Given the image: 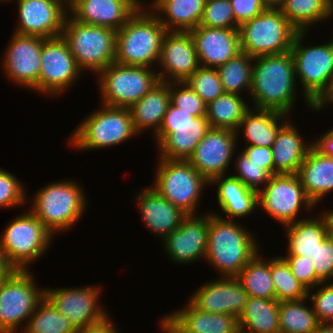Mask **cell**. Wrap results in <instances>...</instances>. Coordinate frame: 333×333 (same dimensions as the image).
<instances>
[{
  "label": "cell",
  "mask_w": 333,
  "mask_h": 333,
  "mask_svg": "<svg viewBox=\"0 0 333 333\" xmlns=\"http://www.w3.org/2000/svg\"><path fill=\"white\" fill-rule=\"evenodd\" d=\"M326 103H333V74L329 80L327 88L324 92L312 103V110H321Z\"/></svg>",
  "instance_id": "obj_55"
},
{
  "label": "cell",
  "mask_w": 333,
  "mask_h": 333,
  "mask_svg": "<svg viewBox=\"0 0 333 333\" xmlns=\"http://www.w3.org/2000/svg\"><path fill=\"white\" fill-rule=\"evenodd\" d=\"M258 205L282 226L298 221L300 208L308 210L316 206L305 193L297 174H273L258 193Z\"/></svg>",
  "instance_id": "obj_13"
},
{
  "label": "cell",
  "mask_w": 333,
  "mask_h": 333,
  "mask_svg": "<svg viewBox=\"0 0 333 333\" xmlns=\"http://www.w3.org/2000/svg\"><path fill=\"white\" fill-rule=\"evenodd\" d=\"M17 1L20 19L14 33L42 38L62 35L65 19L69 14L66 0Z\"/></svg>",
  "instance_id": "obj_17"
},
{
  "label": "cell",
  "mask_w": 333,
  "mask_h": 333,
  "mask_svg": "<svg viewBox=\"0 0 333 333\" xmlns=\"http://www.w3.org/2000/svg\"><path fill=\"white\" fill-rule=\"evenodd\" d=\"M153 188L184 213L195 214L209 182L187 161L159 158Z\"/></svg>",
  "instance_id": "obj_9"
},
{
  "label": "cell",
  "mask_w": 333,
  "mask_h": 333,
  "mask_svg": "<svg viewBox=\"0 0 333 333\" xmlns=\"http://www.w3.org/2000/svg\"><path fill=\"white\" fill-rule=\"evenodd\" d=\"M205 3L206 0H154L150 5L166 31H190L199 26Z\"/></svg>",
  "instance_id": "obj_33"
},
{
  "label": "cell",
  "mask_w": 333,
  "mask_h": 333,
  "mask_svg": "<svg viewBox=\"0 0 333 333\" xmlns=\"http://www.w3.org/2000/svg\"><path fill=\"white\" fill-rule=\"evenodd\" d=\"M77 184L73 180L48 183L33 197L29 210L54 237L57 232L74 227L85 213V193Z\"/></svg>",
  "instance_id": "obj_4"
},
{
  "label": "cell",
  "mask_w": 333,
  "mask_h": 333,
  "mask_svg": "<svg viewBox=\"0 0 333 333\" xmlns=\"http://www.w3.org/2000/svg\"><path fill=\"white\" fill-rule=\"evenodd\" d=\"M127 1L130 5H132L136 10H146L145 7L142 6L141 0H125ZM145 8V9H144Z\"/></svg>",
  "instance_id": "obj_60"
},
{
  "label": "cell",
  "mask_w": 333,
  "mask_h": 333,
  "mask_svg": "<svg viewBox=\"0 0 333 333\" xmlns=\"http://www.w3.org/2000/svg\"><path fill=\"white\" fill-rule=\"evenodd\" d=\"M197 216V217H196ZM188 214L180 226L163 239V246L170 260L179 264H190L205 259L208 239L207 215Z\"/></svg>",
  "instance_id": "obj_20"
},
{
  "label": "cell",
  "mask_w": 333,
  "mask_h": 333,
  "mask_svg": "<svg viewBox=\"0 0 333 333\" xmlns=\"http://www.w3.org/2000/svg\"><path fill=\"white\" fill-rule=\"evenodd\" d=\"M238 30L241 52L252 57L290 51L298 32L279 8H266Z\"/></svg>",
  "instance_id": "obj_7"
},
{
  "label": "cell",
  "mask_w": 333,
  "mask_h": 333,
  "mask_svg": "<svg viewBox=\"0 0 333 333\" xmlns=\"http://www.w3.org/2000/svg\"><path fill=\"white\" fill-rule=\"evenodd\" d=\"M29 270L16 269L0 283V333H18L45 297ZM20 326V327H19Z\"/></svg>",
  "instance_id": "obj_11"
},
{
  "label": "cell",
  "mask_w": 333,
  "mask_h": 333,
  "mask_svg": "<svg viewBox=\"0 0 333 333\" xmlns=\"http://www.w3.org/2000/svg\"><path fill=\"white\" fill-rule=\"evenodd\" d=\"M23 185L15 175L0 169V208L20 207L26 201Z\"/></svg>",
  "instance_id": "obj_46"
},
{
  "label": "cell",
  "mask_w": 333,
  "mask_h": 333,
  "mask_svg": "<svg viewBox=\"0 0 333 333\" xmlns=\"http://www.w3.org/2000/svg\"><path fill=\"white\" fill-rule=\"evenodd\" d=\"M288 118L287 114L278 111L251 108L245 113L236 133L239 136V131H243L247 146L271 147Z\"/></svg>",
  "instance_id": "obj_31"
},
{
  "label": "cell",
  "mask_w": 333,
  "mask_h": 333,
  "mask_svg": "<svg viewBox=\"0 0 333 333\" xmlns=\"http://www.w3.org/2000/svg\"><path fill=\"white\" fill-rule=\"evenodd\" d=\"M297 176L308 198L318 204L333 190V163L313 147L300 165Z\"/></svg>",
  "instance_id": "obj_32"
},
{
  "label": "cell",
  "mask_w": 333,
  "mask_h": 333,
  "mask_svg": "<svg viewBox=\"0 0 333 333\" xmlns=\"http://www.w3.org/2000/svg\"><path fill=\"white\" fill-rule=\"evenodd\" d=\"M312 143L306 144L289 119L278 131L271 146L274 174H297Z\"/></svg>",
  "instance_id": "obj_27"
},
{
  "label": "cell",
  "mask_w": 333,
  "mask_h": 333,
  "mask_svg": "<svg viewBox=\"0 0 333 333\" xmlns=\"http://www.w3.org/2000/svg\"><path fill=\"white\" fill-rule=\"evenodd\" d=\"M316 276L322 282H328L333 277V236L332 234L317 248L313 257Z\"/></svg>",
  "instance_id": "obj_49"
},
{
  "label": "cell",
  "mask_w": 333,
  "mask_h": 333,
  "mask_svg": "<svg viewBox=\"0 0 333 333\" xmlns=\"http://www.w3.org/2000/svg\"><path fill=\"white\" fill-rule=\"evenodd\" d=\"M225 178V179H224ZM218 183V184H217ZM217 185V199L220 209L228 220L243 218L255 210L258 205V192L246 187L240 180L229 175L213 178L209 185Z\"/></svg>",
  "instance_id": "obj_29"
},
{
  "label": "cell",
  "mask_w": 333,
  "mask_h": 333,
  "mask_svg": "<svg viewBox=\"0 0 333 333\" xmlns=\"http://www.w3.org/2000/svg\"><path fill=\"white\" fill-rule=\"evenodd\" d=\"M81 73L62 36L43 38L38 80L39 93L58 96L74 85L73 83L81 76Z\"/></svg>",
  "instance_id": "obj_14"
},
{
  "label": "cell",
  "mask_w": 333,
  "mask_h": 333,
  "mask_svg": "<svg viewBox=\"0 0 333 333\" xmlns=\"http://www.w3.org/2000/svg\"><path fill=\"white\" fill-rule=\"evenodd\" d=\"M322 282L320 285L323 287L316 290L311 294L308 290V298L312 302L314 313L319 323H333V283L325 284Z\"/></svg>",
  "instance_id": "obj_48"
},
{
  "label": "cell",
  "mask_w": 333,
  "mask_h": 333,
  "mask_svg": "<svg viewBox=\"0 0 333 333\" xmlns=\"http://www.w3.org/2000/svg\"><path fill=\"white\" fill-rule=\"evenodd\" d=\"M331 234L333 236V210H331Z\"/></svg>",
  "instance_id": "obj_61"
},
{
  "label": "cell",
  "mask_w": 333,
  "mask_h": 333,
  "mask_svg": "<svg viewBox=\"0 0 333 333\" xmlns=\"http://www.w3.org/2000/svg\"><path fill=\"white\" fill-rule=\"evenodd\" d=\"M312 147L320 154L327 156L333 163V128L326 131L312 143Z\"/></svg>",
  "instance_id": "obj_52"
},
{
  "label": "cell",
  "mask_w": 333,
  "mask_h": 333,
  "mask_svg": "<svg viewBox=\"0 0 333 333\" xmlns=\"http://www.w3.org/2000/svg\"><path fill=\"white\" fill-rule=\"evenodd\" d=\"M199 25L211 28L239 29L230 0H206Z\"/></svg>",
  "instance_id": "obj_43"
},
{
  "label": "cell",
  "mask_w": 333,
  "mask_h": 333,
  "mask_svg": "<svg viewBox=\"0 0 333 333\" xmlns=\"http://www.w3.org/2000/svg\"><path fill=\"white\" fill-rule=\"evenodd\" d=\"M254 61L250 91L252 108L290 114L297 97L294 61L290 51L256 56Z\"/></svg>",
  "instance_id": "obj_1"
},
{
  "label": "cell",
  "mask_w": 333,
  "mask_h": 333,
  "mask_svg": "<svg viewBox=\"0 0 333 333\" xmlns=\"http://www.w3.org/2000/svg\"><path fill=\"white\" fill-rule=\"evenodd\" d=\"M195 118L190 112H185L181 108L173 106L171 103L163 118L162 124H182L189 123Z\"/></svg>",
  "instance_id": "obj_53"
},
{
  "label": "cell",
  "mask_w": 333,
  "mask_h": 333,
  "mask_svg": "<svg viewBox=\"0 0 333 333\" xmlns=\"http://www.w3.org/2000/svg\"><path fill=\"white\" fill-rule=\"evenodd\" d=\"M76 127L68 143L79 150L102 149L118 145L138 135L126 107L102 104Z\"/></svg>",
  "instance_id": "obj_6"
},
{
  "label": "cell",
  "mask_w": 333,
  "mask_h": 333,
  "mask_svg": "<svg viewBox=\"0 0 333 333\" xmlns=\"http://www.w3.org/2000/svg\"><path fill=\"white\" fill-rule=\"evenodd\" d=\"M24 212L9 222L0 238V248L18 270H28L29 264L47 252L53 238L30 210Z\"/></svg>",
  "instance_id": "obj_8"
},
{
  "label": "cell",
  "mask_w": 333,
  "mask_h": 333,
  "mask_svg": "<svg viewBox=\"0 0 333 333\" xmlns=\"http://www.w3.org/2000/svg\"><path fill=\"white\" fill-rule=\"evenodd\" d=\"M9 42L2 61L7 78L38 92L43 38L13 32Z\"/></svg>",
  "instance_id": "obj_16"
},
{
  "label": "cell",
  "mask_w": 333,
  "mask_h": 333,
  "mask_svg": "<svg viewBox=\"0 0 333 333\" xmlns=\"http://www.w3.org/2000/svg\"><path fill=\"white\" fill-rule=\"evenodd\" d=\"M248 297L236 277H220L196 289L188 302L208 313L230 314L238 318Z\"/></svg>",
  "instance_id": "obj_21"
},
{
  "label": "cell",
  "mask_w": 333,
  "mask_h": 333,
  "mask_svg": "<svg viewBox=\"0 0 333 333\" xmlns=\"http://www.w3.org/2000/svg\"><path fill=\"white\" fill-rule=\"evenodd\" d=\"M235 163L237 173L234 175L232 174L231 176L237 178L246 187L257 191L258 193L260 192L261 187H265L273 175L269 170L264 169V164H256L255 162H252V160L246 157L242 151L237 156Z\"/></svg>",
  "instance_id": "obj_44"
},
{
  "label": "cell",
  "mask_w": 333,
  "mask_h": 333,
  "mask_svg": "<svg viewBox=\"0 0 333 333\" xmlns=\"http://www.w3.org/2000/svg\"><path fill=\"white\" fill-rule=\"evenodd\" d=\"M149 67L112 63L98 74L104 105L130 108L159 82Z\"/></svg>",
  "instance_id": "obj_10"
},
{
  "label": "cell",
  "mask_w": 333,
  "mask_h": 333,
  "mask_svg": "<svg viewBox=\"0 0 333 333\" xmlns=\"http://www.w3.org/2000/svg\"><path fill=\"white\" fill-rule=\"evenodd\" d=\"M286 0H263L267 8H280Z\"/></svg>",
  "instance_id": "obj_59"
},
{
  "label": "cell",
  "mask_w": 333,
  "mask_h": 333,
  "mask_svg": "<svg viewBox=\"0 0 333 333\" xmlns=\"http://www.w3.org/2000/svg\"><path fill=\"white\" fill-rule=\"evenodd\" d=\"M80 70L99 74L115 62L116 31L76 21L67 15L61 35Z\"/></svg>",
  "instance_id": "obj_5"
},
{
  "label": "cell",
  "mask_w": 333,
  "mask_h": 333,
  "mask_svg": "<svg viewBox=\"0 0 333 333\" xmlns=\"http://www.w3.org/2000/svg\"><path fill=\"white\" fill-rule=\"evenodd\" d=\"M137 10L125 0H70L68 12L76 21L120 30ZM71 12V13H70Z\"/></svg>",
  "instance_id": "obj_24"
},
{
  "label": "cell",
  "mask_w": 333,
  "mask_h": 333,
  "mask_svg": "<svg viewBox=\"0 0 333 333\" xmlns=\"http://www.w3.org/2000/svg\"><path fill=\"white\" fill-rule=\"evenodd\" d=\"M158 64L164 68L157 72L159 81L165 82H185L200 67L190 31H166Z\"/></svg>",
  "instance_id": "obj_19"
},
{
  "label": "cell",
  "mask_w": 333,
  "mask_h": 333,
  "mask_svg": "<svg viewBox=\"0 0 333 333\" xmlns=\"http://www.w3.org/2000/svg\"><path fill=\"white\" fill-rule=\"evenodd\" d=\"M312 333H333V323H320Z\"/></svg>",
  "instance_id": "obj_58"
},
{
  "label": "cell",
  "mask_w": 333,
  "mask_h": 333,
  "mask_svg": "<svg viewBox=\"0 0 333 333\" xmlns=\"http://www.w3.org/2000/svg\"><path fill=\"white\" fill-rule=\"evenodd\" d=\"M100 291V287L96 285L78 288H45V298L76 329H80L110 316L98 302Z\"/></svg>",
  "instance_id": "obj_15"
},
{
  "label": "cell",
  "mask_w": 333,
  "mask_h": 333,
  "mask_svg": "<svg viewBox=\"0 0 333 333\" xmlns=\"http://www.w3.org/2000/svg\"><path fill=\"white\" fill-rule=\"evenodd\" d=\"M147 9L149 10H137L116 31L115 63L153 69V63L159 61L166 29L151 8Z\"/></svg>",
  "instance_id": "obj_3"
},
{
  "label": "cell",
  "mask_w": 333,
  "mask_h": 333,
  "mask_svg": "<svg viewBox=\"0 0 333 333\" xmlns=\"http://www.w3.org/2000/svg\"><path fill=\"white\" fill-rule=\"evenodd\" d=\"M208 104L224 93L216 68L200 66L185 81Z\"/></svg>",
  "instance_id": "obj_42"
},
{
  "label": "cell",
  "mask_w": 333,
  "mask_h": 333,
  "mask_svg": "<svg viewBox=\"0 0 333 333\" xmlns=\"http://www.w3.org/2000/svg\"><path fill=\"white\" fill-rule=\"evenodd\" d=\"M237 323L239 333H280L279 302L249 296Z\"/></svg>",
  "instance_id": "obj_34"
},
{
  "label": "cell",
  "mask_w": 333,
  "mask_h": 333,
  "mask_svg": "<svg viewBox=\"0 0 333 333\" xmlns=\"http://www.w3.org/2000/svg\"><path fill=\"white\" fill-rule=\"evenodd\" d=\"M242 152L246 157L252 160V162H255L256 164H264V169H267L274 174L271 147L246 146L245 149H242Z\"/></svg>",
  "instance_id": "obj_51"
},
{
  "label": "cell",
  "mask_w": 333,
  "mask_h": 333,
  "mask_svg": "<svg viewBox=\"0 0 333 333\" xmlns=\"http://www.w3.org/2000/svg\"><path fill=\"white\" fill-rule=\"evenodd\" d=\"M188 303L166 315L183 333H239L235 316L208 313Z\"/></svg>",
  "instance_id": "obj_28"
},
{
  "label": "cell",
  "mask_w": 333,
  "mask_h": 333,
  "mask_svg": "<svg viewBox=\"0 0 333 333\" xmlns=\"http://www.w3.org/2000/svg\"><path fill=\"white\" fill-rule=\"evenodd\" d=\"M240 96L224 92L207 104L206 119L211 128L237 132L241 120L250 109Z\"/></svg>",
  "instance_id": "obj_35"
},
{
  "label": "cell",
  "mask_w": 333,
  "mask_h": 333,
  "mask_svg": "<svg viewBox=\"0 0 333 333\" xmlns=\"http://www.w3.org/2000/svg\"><path fill=\"white\" fill-rule=\"evenodd\" d=\"M170 105L169 82L159 81L138 102L129 109L132 123L137 134L145 129H154L156 135Z\"/></svg>",
  "instance_id": "obj_30"
},
{
  "label": "cell",
  "mask_w": 333,
  "mask_h": 333,
  "mask_svg": "<svg viewBox=\"0 0 333 333\" xmlns=\"http://www.w3.org/2000/svg\"><path fill=\"white\" fill-rule=\"evenodd\" d=\"M271 275L275 299L278 302L301 300L308 297V290L291 273L288 263L281 256L271 259Z\"/></svg>",
  "instance_id": "obj_41"
},
{
  "label": "cell",
  "mask_w": 333,
  "mask_h": 333,
  "mask_svg": "<svg viewBox=\"0 0 333 333\" xmlns=\"http://www.w3.org/2000/svg\"><path fill=\"white\" fill-rule=\"evenodd\" d=\"M206 117H195L189 123L161 124L155 135L160 158L188 160L198 143L210 129Z\"/></svg>",
  "instance_id": "obj_23"
},
{
  "label": "cell",
  "mask_w": 333,
  "mask_h": 333,
  "mask_svg": "<svg viewBox=\"0 0 333 333\" xmlns=\"http://www.w3.org/2000/svg\"><path fill=\"white\" fill-rule=\"evenodd\" d=\"M236 24L240 26L246 21L260 15L267 7L263 0H230Z\"/></svg>",
  "instance_id": "obj_50"
},
{
  "label": "cell",
  "mask_w": 333,
  "mask_h": 333,
  "mask_svg": "<svg viewBox=\"0 0 333 333\" xmlns=\"http://www.w3.org/2000/svg\"><path fill=\"white\" fill-rule=\"evenodd\" d=\"M248 296L275 299L271 259L262 260L259 252L236 276Z\"/></svg>",
  "instance_id": "obj_37"
},
{
  "label": "cell",
  "mask_w": 333,
  "mask_h": 333,
  "mask_svg": "<svg viewBox=\"0 0 333 333\" xmlns=\"http://www.w3.org/2000/svg\"><path fill=\"white\" fill-rule=\"evenodd\" d=\"M16 268L8 261V258L0 248V283L8 278Z\"/></svg>",
  "instance_id": "obj_56"
},
{
  "label": "cell",
  "mask_w": 333,
  "mask_h": 333,
  "mask_svg": "<svg viewBox=\"0 0 333 333\" xmlns=\"http://www.w3.org/2000/svg\"><path fill=\"white\" fill-rule=\"evenodd\" d=\"M237 141L238 136L234 131L210 128L187 161L208 182L217 176H226L235 147L238 146Z\"/></svg>",
  "instance_id": "obj_18"
},
{
  "label": "cell",
  "mask_w": 333,
  "mask_h": 333,
  "mask_svg": "<svg viewBox=\"0 0 333 333\" xmlns=\"http://www.w3.org/2000/svg\"><path fill=\"white\" fill-rule=\"evenodd\" d=\"M308 298L279 302L280 333H312L319 326L313 307L304 304Z\"/></svg>",
  "instance_id": "obj_38"
},
{
  "label": "cell",
  "mask_w": 333,
  "mask_h": 333,
  "mask_svg": "<svg viewBox=\"0 0 333 333\" xmlns=\"http://www.w3.org/2000/svg\"><path fill=\"white\" fill-rule=\"evenodd\" d=\"M287 256L313 257L317 248L331 235V209L318 218L300 219L285 225Z\"/></svg>",
  "instance_id": "obj_26"
},
{
  "label": "cell",
  "mask_w": 333,
  "mask_h": 333,
  "mask_svg": "<svg viewBox=\"0 0 333 333\" xmlns=\"http://www.w3.org/2000/svg\"><path fill=\"white\" fill-rule=\"evenodd\" d=\"M169 91L173 106L190 112L195 117H206L207 104L187 82H169Z\"/></svg>",
  "instance_id": "obj_45"
},
{
  "label": "cell",
  "mask_w": 333,
  "mask_h": 333,
  "mask_svg": "<svg viewBox=\"0 0 333 333\" xmlns=\"http://www.w3.org/2000/svg\"><path fill=\"white\" fill-rule=\"evenodd\" d=\"M306 32H297L290 53L294 61L295 76L301 82L306 105L312 103L327 88L333 74V38L326 44L307 47L302 39Z\"/></svg>",
  "instance_id": "obj_12"
},
{
  "label": "cell",
  "mask_w": 333,
  "mask_h": 333,
  "mask_svg": "<svg viewBox=\"0 0 333 333\" xmlns=\"http://www.w3.org/2000/svg\"><path fill=\"white\" fill-rule=\"evenodd\" d=\"M160 325L163 333H183L166 315L161 318Z\"/></svg>",
  "instance_id": "obj_57"
},
{
  "label": "cell",
  "mask_w": 333,
  "mask_h": 333,
  "mask_svg": "<svg viewBox=\"0 0 333 333\" xmlns=\"http://www.w3.org/2000/svg\"><path fill=\"white\" fill-rule=\"evenodd\" d=\"M200 66L217 68L241 53L238 29L199 25L190 30Z\"/></svg>",
  "instance_id": "obj_22"
},
{
  "label": "cell",
  "mask_w": 333,
  "mask_h": 333,
  "mask_svg": "<svg viewBox=\"0 0 333 333\" xmlns=\"http://www.w3.org/2000/svg\"><path fill=\"white\" fill-rule=\"evenodd\" d=\"M136 202L145 225L149 231L164 239L169 233L180 226L187 215L172 202L162 197L152 186L140 190Z\"/></svg>",
  "instance_id": "obj_25"
},
{
  "label": "cell",
  "mask_w": 333,
  "mask_h": 333,
  "mask_svg": "<svg viewBox=\"0 0 333 333\" xmlns=\"http://www.w3.org/2000/svg\"><path fill=\"white\" fill-rule=\"evenodd\" d=\"M241 226L216 212L208 213L205 261L218 270L222 277H236L260 252L253 233Z\"/></svg>",
  "instance_id": "obj_2"
},
{
  "label": "cell",
  "mask_w": 333,
  "mask_h": 333,
  "mask_svg": "<svg viewBox=\"0 0 333 333\" xmlns=\"http://www.w3.org/2000/svg\"><path fill=\"white\" fill-rule=\"evenodd\" d=\"M253 62L254 57L241 52L216 68L224 92L241 95L240 93L246 89L250 94Z\"/></svg>",
  "instance_id": "obj_39"
},
{
  "label": "cell",
  "mask_w": 333,
  "mask_h": 333,
  "mask_svg": "<svg viewBox=\"0 0 333 333\" xmlns=\"http://www.w3.org/2000/svg\"><path fill=\"white\" fill-rule=\"evenodd\" d=\"M298 32L333 16V0H286L279 8Z\"/></svg>",
  "instance_id": "obj_36"
},
{
  "label": "cell",
  "mask_w": 333,
  "mask_h": 333,
  "mask_svg": "<svg viewBox=\"0 0 333 333\" xmlns=\"http://www.w3.org/2000/svg\"><path fill=\"white\" fill-rule=\"evenodd\" d=\"M290 268L291 273L307 290L321 286L322 281L316 276L314 264L307 256H281Z\"/></svg>",
  "instance_id": "obj_47"
},
{
  "label": "cell",
  "mask_w": 333,
  "mask_h": 333,
  "mask_svg": "<svg viewBox=\"0 0 333 333\" xmlns=\"http://www.w3.org/2000/svg\"><path fill=\"white\" fill-rule=\"evenodd\" d=\"M113 323V320L111 321L109 316H107L96 324L77 329V333H118V329Z\"/></svg>",
  "instance_id": "obj_54"
},
{
  "label": "cell",
  "mask_w": 333,
  "mask_h": 333,
  "mask_svg": "<svg viewBox=\"0 0 333 333\" xmlns=\"http://www.w3.org/2000/svg\"><path fill=\"white\" fill-rule=\"evenodd\" d=\"M23 333H77L75 326L44 297L29 317Z\"/></svg>",
  "instance_id": "obj_40"
}]
</instances>
